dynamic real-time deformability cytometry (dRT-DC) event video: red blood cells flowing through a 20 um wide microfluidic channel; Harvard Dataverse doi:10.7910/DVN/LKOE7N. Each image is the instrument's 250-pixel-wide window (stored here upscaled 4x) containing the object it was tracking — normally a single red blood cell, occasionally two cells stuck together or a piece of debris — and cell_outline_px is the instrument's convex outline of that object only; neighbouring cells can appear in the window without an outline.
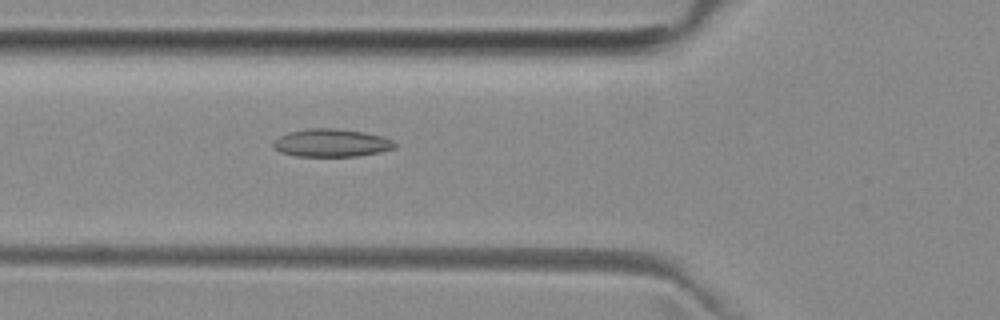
{"species": "common noctule bat (a hibernating species)", "species_latin": "Nyctalus noctula", "temperature_condition": "room temperature", "stored_images_in_passage": 4, "camera_frame_rate_fps": 3000, "um_per_image_px": 0.085, "animal": {"sex": "female", "body_mass_g": 29.2, "forearm_length_mm": 56.3}, "frame": {"image": 1, "passage_image": 4, "time_ms": 4.333, "image_size_px": [1000, 320], "cell_outline_px": [[396, 148], [380, 152], [360, 156], [296, 156], [280, 152], [272, 144], [272, 140], [288, 132], [308, 128], [336, 128], [364, 132], [380, 136], [392, 140], [396, 144]], "centroid_in_image_um": [28.16, 12.14], "position_along_channel_um": 97.6, "area_um2": 19.83}}